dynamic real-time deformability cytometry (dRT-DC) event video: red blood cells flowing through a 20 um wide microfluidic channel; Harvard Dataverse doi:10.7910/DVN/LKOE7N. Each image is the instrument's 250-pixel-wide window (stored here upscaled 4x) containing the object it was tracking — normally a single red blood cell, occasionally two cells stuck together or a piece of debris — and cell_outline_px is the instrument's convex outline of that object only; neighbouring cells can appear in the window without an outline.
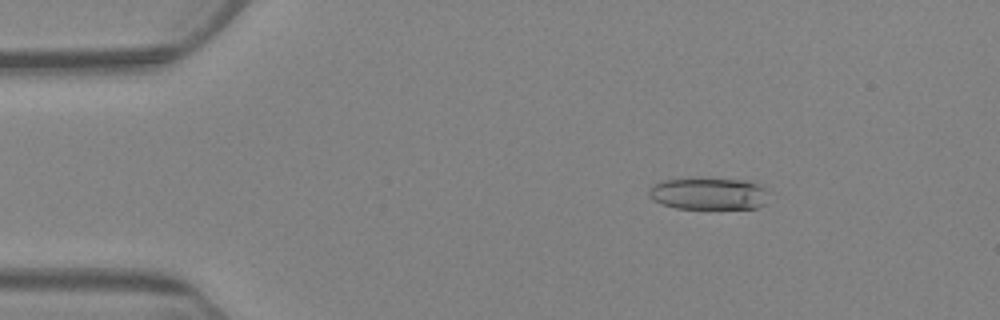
{"species": "Egyptian fruit bat (a non-hibernating species)", "species_latin": "Rousettus aegyptiacus", "temperature_condition": "warm", "stored_images_in_passage": 7, "camera_frame_rate_fps": 3000, "um_per_image_px": 0.085, "animal": {"sex": "female"}, "frame": {"image": 1, "passage_image": 2, "time_ms": 2.333, "image_size_px": [1000, 320], "cell_outline_px": [[768, 188], [764, 204], [756, 208], [676, 208], [664, 204], [648, 196], [648, 188], [652, 184], [664, 180], [744, 180]], "centroid_in_image_um": [60.23, 16.48], "position_along_channel_um": 24.8, "area_um2": 21.68}}
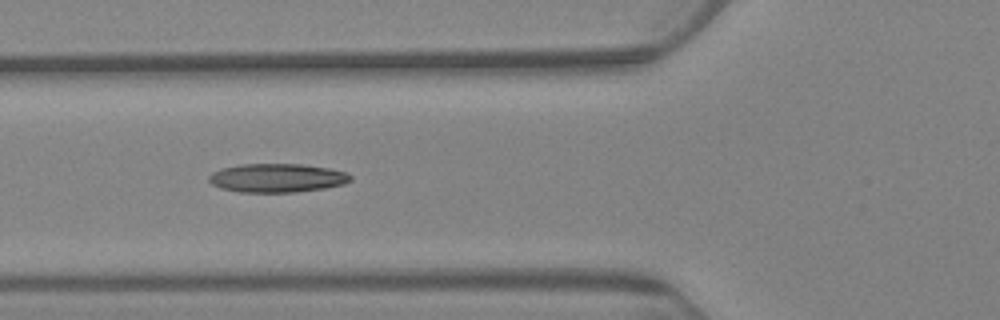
{"frame": {"image": 2, "passage_image": 6, "time_ms": 7.0, "image_size_px": [1000, 320], "cell_outline_px": [[352, 180], [344, 184], [324, 188], [296, 192], [240, 192], [220, 188], [212, 184], [208, 180], [208, 176], [212, 172], [220, 168], [240, 164], [300, 164], [328, 168], [348, 172], [352, 176]], "centroid_in_image_um": [23.54, 15.12], "position_along_channel_um": 102.3, "area_um2": 23.87}}
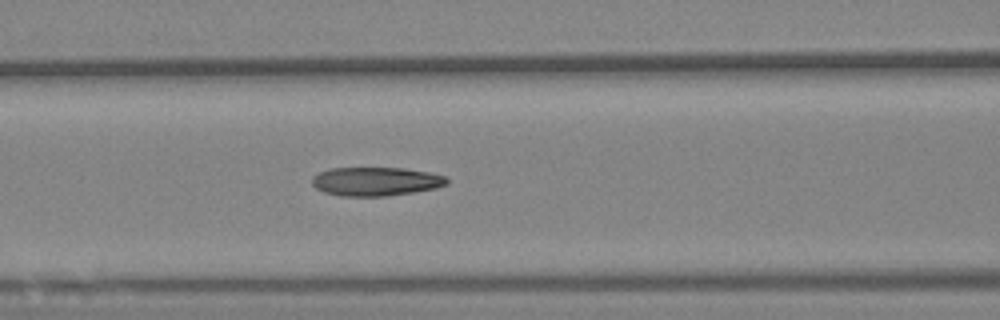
{"frame": {"image": 3, "passage_image": 7, "time_ms": 8.0, "image_size_px": [1000, 320], "cell_outline_px": [[448, 184], [436, 188], [388, 196], [340, 196], [324, 192], [316, 188], [312, 184], [312, 176], [320, 172], [332, 168], [404, 168], [428, 172], [444, 176], [448, 180]], "centroid_in_image_um": [31.93, 15.42], "position_along_channel_um": 134.7, "area_um2": 22.54}}